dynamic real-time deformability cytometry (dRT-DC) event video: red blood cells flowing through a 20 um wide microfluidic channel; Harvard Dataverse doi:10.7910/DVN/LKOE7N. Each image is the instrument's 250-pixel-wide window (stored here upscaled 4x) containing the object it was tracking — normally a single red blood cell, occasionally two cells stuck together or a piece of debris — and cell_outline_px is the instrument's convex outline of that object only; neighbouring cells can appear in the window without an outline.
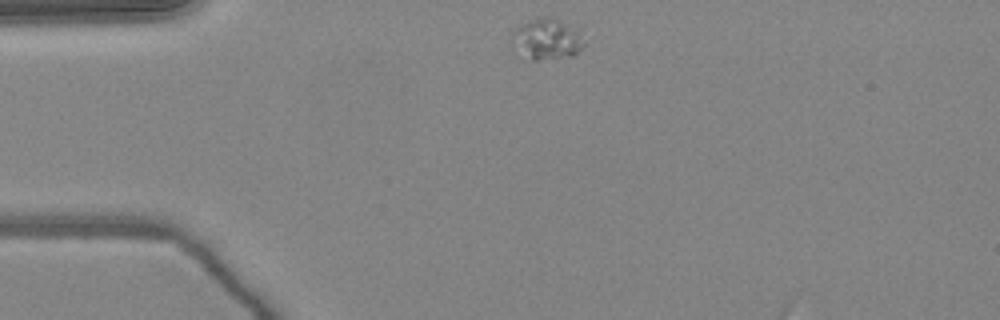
{"species": "common noctule bat (a hibernating species)", "species_latin": "Nyctalus noctula", "temperature_condition": "warm", "stored_images_in_passage": 38, "camera_frame_rate_fps": 3000, "um_per_image_px": 0.085, "animal": {"sex": "female", "body_mass_g": 24.6, "forearm_length_mm": 56.2}, "frame": {"image": 1, "passage_image": 1, "time_ms": 0.0, "image_size_px": [1000, 320], "cell_outline_px": [[588, 40], [584, 48], [572, 56], [536, 60], [532, 60], [512, 48], [512, 36], [516, 28], [520, 24], [528, 20], [544, 16], [548, 16], [560, 20], [580, 28]], "centroid_in_image_um": [46.57, 3.3], "position_along_channel_um": 38.4, "area_um2": 17.92}}
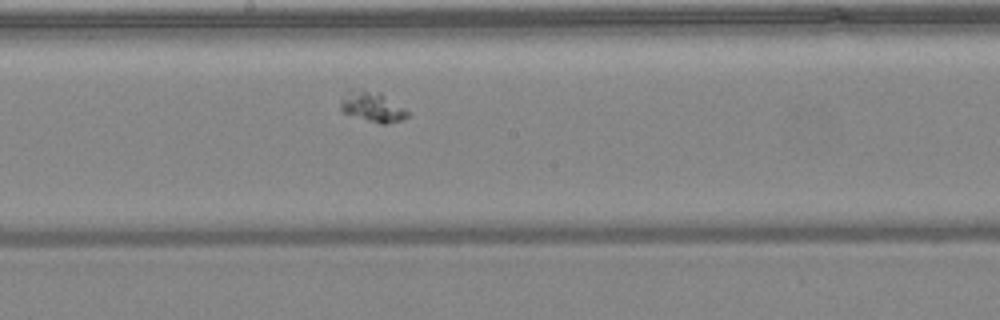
{"frame": {"image": 2, "passage_image": 17, "time_ms": 5.333, "image_size_px": [1000, 320], "cell_outline_px": [[412, 112], [404, 120], [384, 124], [380, 124], [344, 112], [340, 108], [340, 104], [352, 88], [380, 92]], "centroid_in_image_um": [31.75, 9.08], "position_along_channel_um": 216.5, "area_um2": 11.68}}
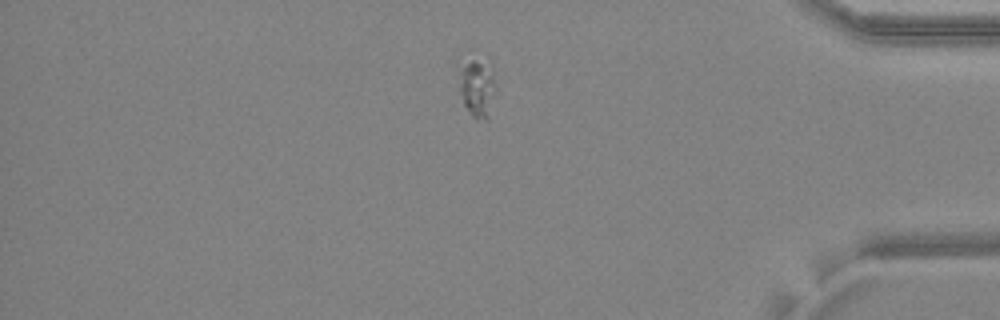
{"frame": {"image": 3, "passage_image": 33, "time_ms": 10.667, "image_size_px": [1000, 320], "cell_outline_px": [[496, 92], [488, 120], [476, 120], [472, 116], [464, 104], [460, 88], [460, 68], [472, 60], [492, 64], [496, 84]], "centroid_in_image_um": [40.64, 7.53], "position_along_channel_um": 394.6, "area_um2": 12.43}}